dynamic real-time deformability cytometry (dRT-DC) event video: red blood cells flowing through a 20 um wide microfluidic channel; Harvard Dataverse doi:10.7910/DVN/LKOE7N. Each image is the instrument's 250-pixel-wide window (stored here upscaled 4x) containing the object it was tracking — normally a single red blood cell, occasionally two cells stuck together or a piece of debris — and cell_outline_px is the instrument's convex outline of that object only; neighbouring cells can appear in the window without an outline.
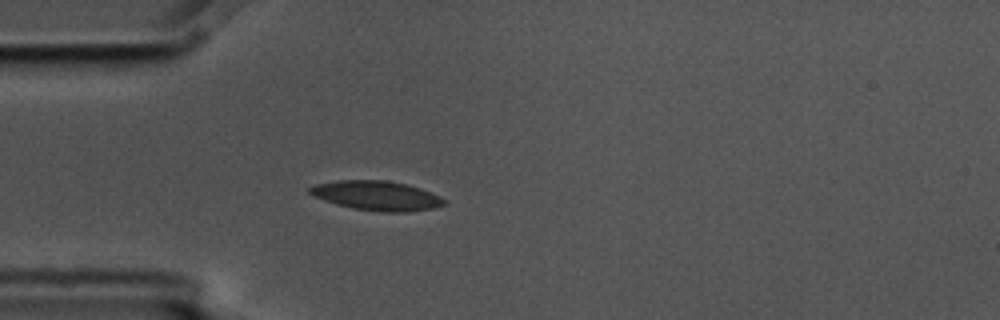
{"species": "common noctule bat (a hibernating species)", "species_latin": "Nyctalus noctula", "temperature_condition": "cold", "stored_images_in_passage": 4, "camera_frame_rate_fps": 3000, "um_per_image_px": 0.085, "animal": {"sex": "male", "body_mass_g": 17.5, "forearm_length_mm": 52.3}, "frame": {"image": 1, "passage_image": 4, "time_ms": 1.0, "image_size_px": [1000, 320], "cell_outline_px": [[444, 204], [432, 208], [408, 212], [388, 212], [352, 208], [336, 204], [324, 200], [308, 192], [308, 188], [316, 184], [336, 180], [384, 180], [408, 184], [420, 188], [440, 196], [444, 200]], "centroid_in_image_um": [32.0, 16.62], "position_along_channel_um": 53.0, "area_um2": 22.89}}